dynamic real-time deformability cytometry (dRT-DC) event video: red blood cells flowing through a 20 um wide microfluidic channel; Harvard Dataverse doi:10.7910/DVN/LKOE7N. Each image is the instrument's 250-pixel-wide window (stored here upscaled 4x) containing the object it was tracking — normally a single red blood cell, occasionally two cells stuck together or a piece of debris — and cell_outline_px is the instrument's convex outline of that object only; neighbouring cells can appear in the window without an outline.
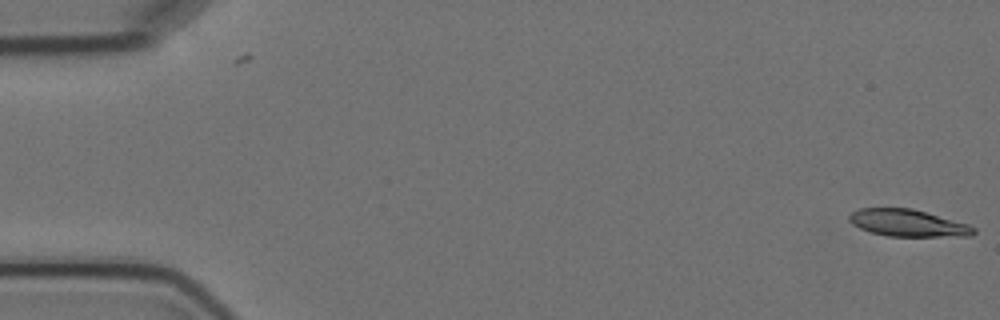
{"species": "Egyptian fruit bat (a non-hibernating species)", "species_latin": "Rousettus aegyptiacus", "temperature_condition": "cold", "stored_images_in_passage": 5, "camera_frame_rate_fps": 3000, "um_per_image_px": 0.085, "animal": {"sex": "female"}, "frame": {"image": 1, "passage_image": 1, "time_ms": 0.0, "image_size_px": [1000, 320], "cell_outline_px": [[976, 232], [972, 236], [888, 236], [872, 232], [860, 228], [852, 224], [848, 220], [848, 216], [852, 212], [860, 208], [912, 208], [968, 224], [976, 228]], "centroid_in_image_um": [77.17, 18.95], "position_along_channel_um": 7.8, "area_um2": 19.54}}
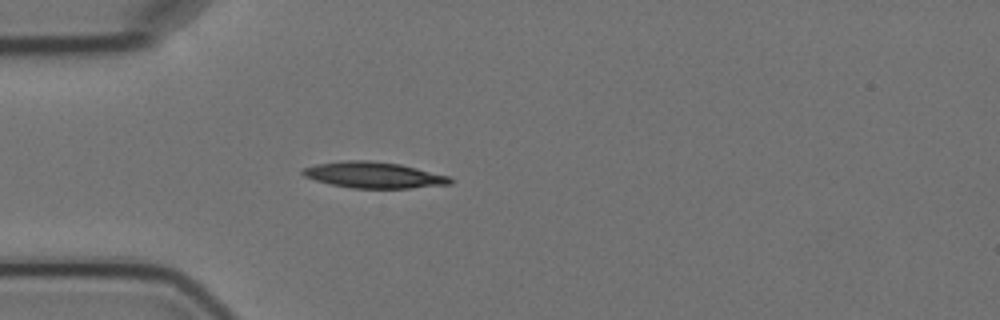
{"frame": {"image": 2, "passage_image": 5, "time_ms": 5.0, "image_size_px": [1000, 320], "cell_outline_px": [[452, 184], [408, 188], [352, 188], [332, 184], [316, 180], [304, 176], [300, 172], [304, 168], [316, 164], [348, 160], [368, 160], [400, 164], [448, 176], [452, 180]], "centroid_in_image_um": [31.76, 14.87], "position_along_channel_um": 53.2, "area_um2": 22.14}}